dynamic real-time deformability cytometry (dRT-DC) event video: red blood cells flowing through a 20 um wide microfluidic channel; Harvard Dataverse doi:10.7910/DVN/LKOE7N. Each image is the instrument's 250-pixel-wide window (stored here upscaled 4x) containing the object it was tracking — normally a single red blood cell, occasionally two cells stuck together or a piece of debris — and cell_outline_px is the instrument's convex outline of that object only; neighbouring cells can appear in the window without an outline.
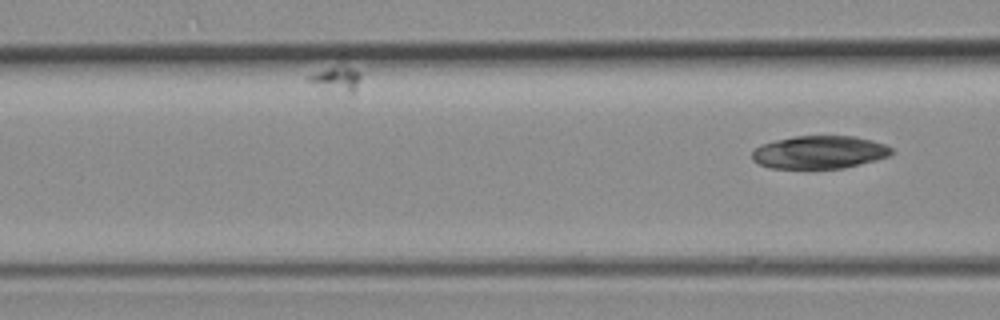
{"species": "common noctule bat (a hibernating species)", "species_latin": "Nyctalus noctula", "temperature_condition": "room temperature", "stored_images_in_passage": 9, "segment_of_instrument_passage": [2, 2], "camera_frame_rate_fps": 3000, "um_per_image_px": 0.085, "animal": {"sex": "female", "body_mass_g": 19.3, "forearm_length_mm": 54.1}, "frame": {"image": 1, "passage_image": 9, "time_ms": 2.667, "image_size_px": [1000, 320], "cell_outline_px": [[892, 152], [888, 156], [876, 160], [844, 168], [768, 168], [752, 160], [752, 152], [760, 144], [776, 140], [796, 136], [856, 136], [872, 140], [884, 144], [892, 148]], "centroid_in_image_um": [69.64, 12.94], "position_along_channel_um": 97.0, "area_um2": 26.7}}